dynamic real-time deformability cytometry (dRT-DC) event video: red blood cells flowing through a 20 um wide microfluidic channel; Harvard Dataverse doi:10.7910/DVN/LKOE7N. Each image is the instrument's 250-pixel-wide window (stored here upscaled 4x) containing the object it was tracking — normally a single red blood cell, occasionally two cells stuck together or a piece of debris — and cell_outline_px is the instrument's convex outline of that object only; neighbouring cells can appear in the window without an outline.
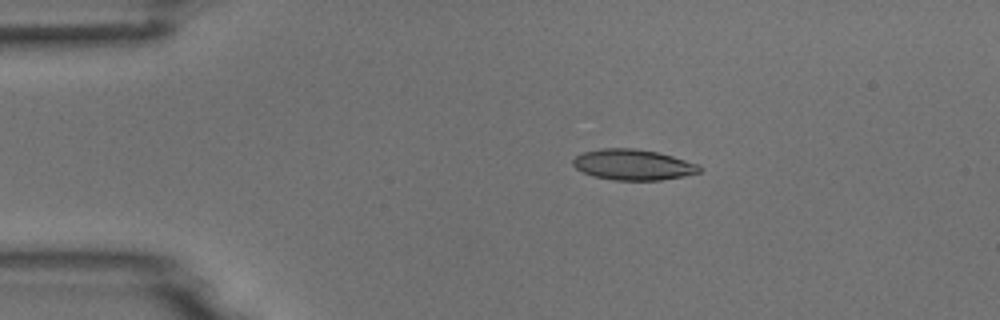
{"species": "common noctule bat (a hibernating species)", "species_latin": "Nyctalus noctula", "temperature_condition": "room temperature", "stored_images_in_passage": 7, "camera_frame_rate_fps": 3000, "um_per_image_px": 0.085, "animal": {"sex": "male", "body_mass_g": 18.8}, "frame": {"image": 1, "passage_image": 3, "time_ms": 0.667, "image_size_px": [1000, 320], "cell_outline_px": [[704, 168], [700, 172], [684, 176], [660, 180], [612, 180], [592, 176], [576, 168], [572, 164], [572, 160], [576, 156], [584, 152], [600, 148], [636, 148], [656, 152], [672, 156], [700, 164]], "centroid_in_image_um": [53.83, 14.0], "position_along_channel_um": 31.2, "area_um2": 22.77}}
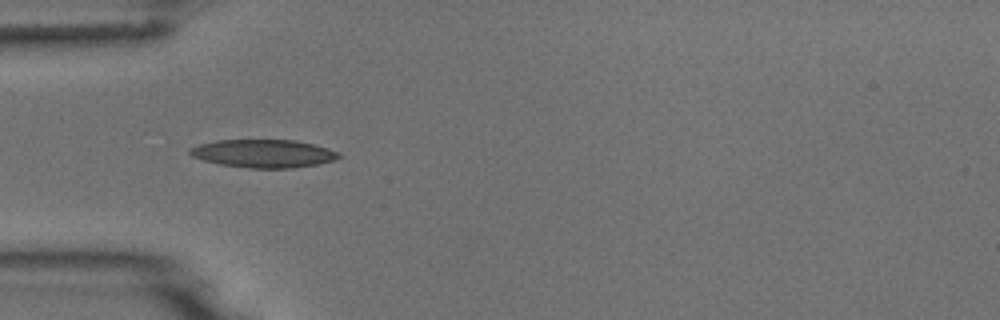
{"frame": {"image": 2, "passage_image": 4, "time_ms": 1.0, "image_size_px": [1000, 320], "cell_outline_px": [[340, 156], [332, 160], [316, 164], [292, 168], [248, 168], [220, 164], [204, 160], [192, 156], [188, 152], [188, 148], [200, 144], [216, 140], [296, 140], [328, 148], [340, 152]], "centroid_in_image_um": [22.37, 13.04], "position_along_channel_um": 62.6, "area_um2": 24.22}}